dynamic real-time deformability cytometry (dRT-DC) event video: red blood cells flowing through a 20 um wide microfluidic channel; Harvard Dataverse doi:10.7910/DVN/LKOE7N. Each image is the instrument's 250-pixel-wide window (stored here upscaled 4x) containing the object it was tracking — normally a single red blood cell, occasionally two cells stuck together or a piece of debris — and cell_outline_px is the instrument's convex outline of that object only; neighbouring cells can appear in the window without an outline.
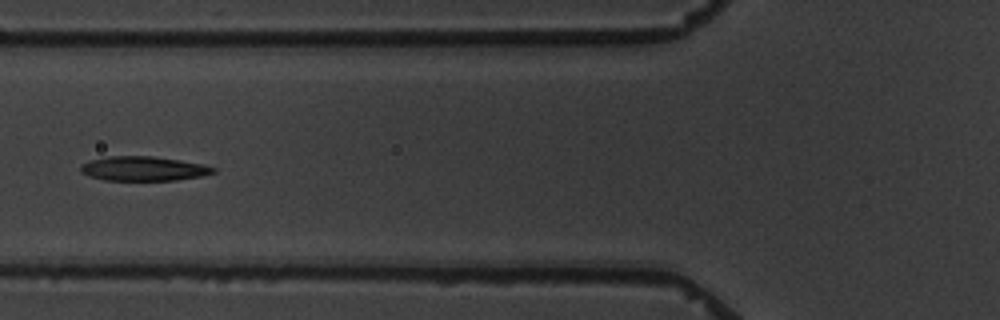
{"species": "common noctule bat (a hibernating species)", "species_latin": "Nyctalus noctula", "temperature_condition": "warm", "stored_images_in_passage": 8, "camera_frame_rate_fps": 3000, "um_per_image_px": 0.085, "animal": {"sex": "male", "body_mass_g": 19.5, "forearm_length_mm": 54.6}, "frame": {"image": 1, "passage_image": 4, "time_ms": 5.0, "image_size_px": [1000, 320], "cell_outline_px": [[216, 172], [200, 176], [176, 180], [104, 180], [88, 176], [80, 172], [80, 164], [92, 160], [108, 156], [152, 156], [180, 160], [204, 164], [216, 168]], "centroid_in_image_um": [12.18, 14.33], "position_along_channel_um": 113.6, "area_um2": 18.9}}
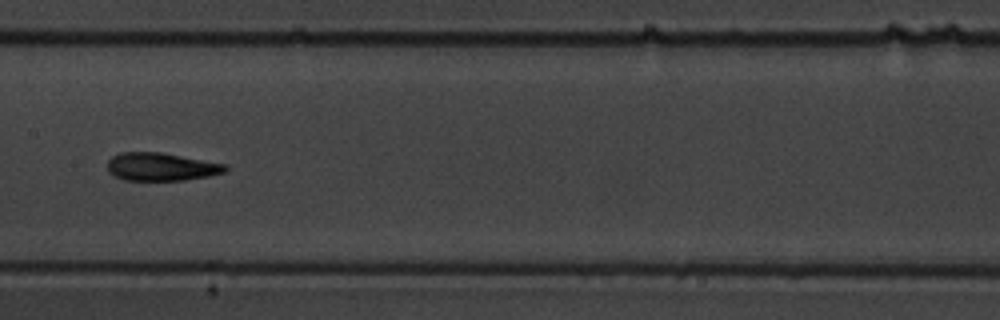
{"frame": {"image": 2, "passage_image": 6, "time_ms": 7.333, "image_size_px": [1000, 320], "cell_outline_px": [[228, 168], [224, 172], [208, 176], [184, 180], [124, 180], [108, 172], [108, 160], [112, 156], [120, 152], [160, 152], [228, 164]], "centroid_in_image_um": [13.7, 14.17], "position_along_channel_um": 193.7, "area_um2": 19.25}}
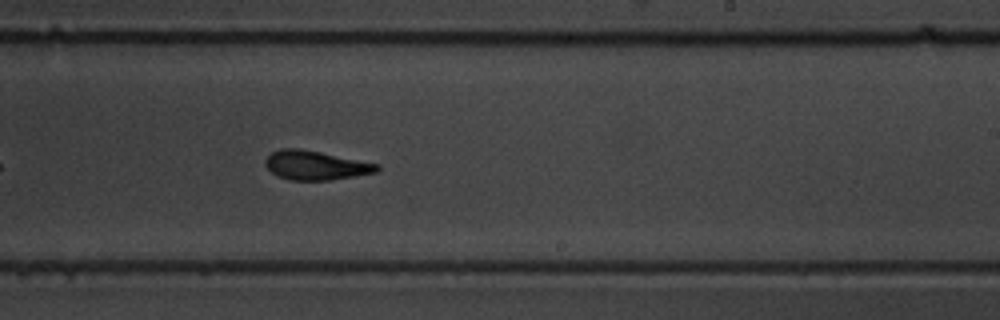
{"frame": {"image": 3, "passage_image": 8, "time_ms": 9.333, "image_size_px": [1000, 320], "cell_outline_px": [[380, 168], [376, 172], [328, 180], [288, 180], [276, 176], [264, 164], [264, 160], [272, 152], [280, 148], [300, 148], [380, 164]], "centroid_in_image_um": [26.79, 14.04], "position_along_channel_um": 262.2, "area_um2": 18.9}}